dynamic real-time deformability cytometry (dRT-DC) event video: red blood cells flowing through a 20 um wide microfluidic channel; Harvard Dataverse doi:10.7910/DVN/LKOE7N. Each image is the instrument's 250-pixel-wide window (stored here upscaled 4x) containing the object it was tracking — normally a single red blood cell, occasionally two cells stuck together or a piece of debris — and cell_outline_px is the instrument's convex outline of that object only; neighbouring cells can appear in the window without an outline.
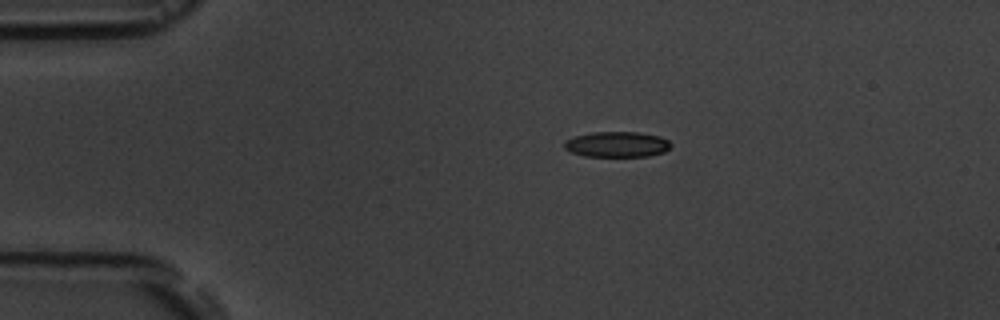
{"species": "common noctule bat (a hibernating species)", "species_latin": "Nyctalus noctula", "temperature_condition": "room temperature", "stored_images_in_passage": 4, "camera_frame_rate_fps": 3000, "um_per_image_px": 0.085, "animal": {"sex": "male", "body_mass_g": 19.5, "forearm_length_mm": 54.6}, "frame": {"image": 1, "passage_image": 1, "time_ms": 0.0, "image_size_px": [1000, 320], "cell_outline_px": [[672, 144], [664, 152], [648, 156], [584, 156], [572, 152], [564, 148], [564, 140], [576, 136], [592, 132], [640, 132], [660, 136], [668, 140]], "centroid_in_image_um": [52.45, 12.26], "position_along_channel_um": 32.6, "area_um2": 15.84}}
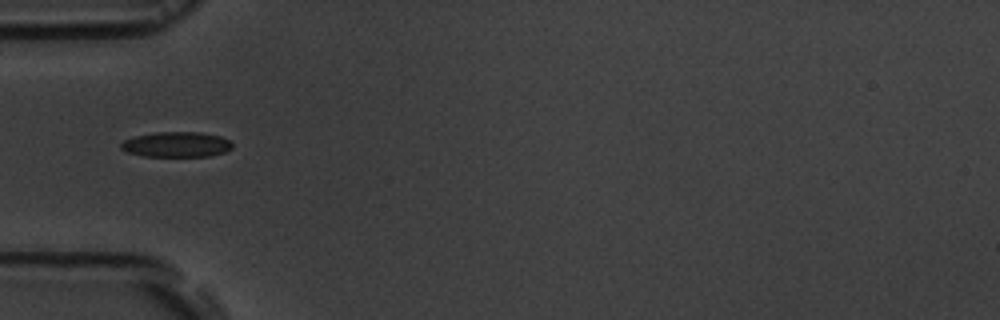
{"frame": {"image": 2, "passage_image": 3, "time_ms": 2.333, "image_size_px": [1000, 320], "cell_outline_px": [[232, 148], [224, 152], [208, 156], [144, 156], [128, 152], [120, 148], [120, 144], [124, 140], [136, 136], [156, 132], [200, 132], [220, 136], [232, 140]], "centroid_in_image_um": [15.02, 12.27], "position_along_channel_um": 70.0, "area_um2": 16.36}}
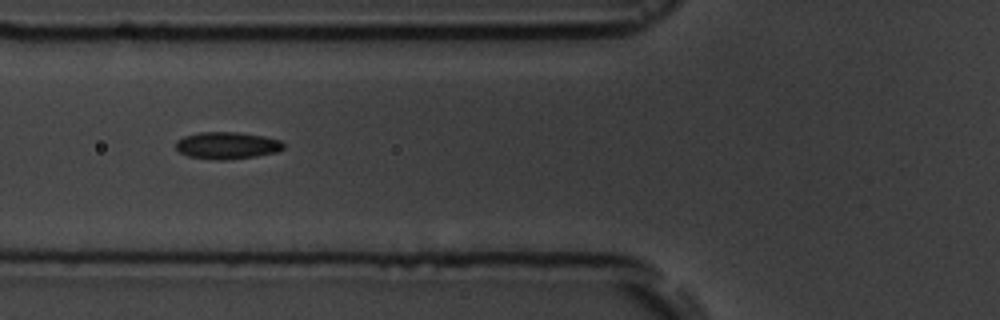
{"frame": {"image": 3, "passage_image": 4, "time_ms": 3.333, "image_size_px": [1000, 320], "cell_outline_px": [[284, 148], [276, 152], [256, 156], [224, 160], [216, 160], [188, 156], [180, 152], [176, 148], [176, 140], [184, 136], [200, 132], [236, 132], [264, 136], [280, 140], [284, 144]], "centroid_in_image_um": [19.29, 12.36], "position_along_channel_um": 106.5, "area_um2": 16.94}}